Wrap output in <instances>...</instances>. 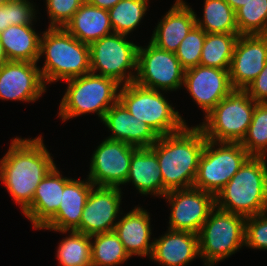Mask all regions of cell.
Instances as JSON below:
<instances>
[{
    "instance_id": "cell-1",
    "label": "cell",
    "mask_w": 267,
    "mask_h": 266,
    "mask_svg": "<svg viewBox=\"0 0 267 266\" xmlns=\"http://www.w3.org/2000/svg\"><path fill=\"white\" fill-rule=\"evenodd\" d=\"M43 141L35 138H12L9 149L0 159V181L23 212L32 202L36 188L56 165Z\"/></svg>"
},
{
    "instance_id": "cell-2",
    "label": "cell",
    "mask_w": 267,
    "mask_h": 266,
    "mask_svg": "<svg viewBox=\"0 0 267 266\" xmlns=\"http://www.w3.org/2000/svg\"><path fill=\"white\" fill-rule=\"evenodd\" d=\"M206 137L196 125L159 136L149 147L157 156L163 178V196L171 190L193 187Z\"/></svg>"
},
{
    "instance_id": "cell-3",
    "label": "cell",
    "mask_w": 267,
    "mask_h": 266,
    "mask_svg": "<svg viewBox=\"0 0 267 266\" xmlns=\"http://www.w3.org/2000/svg\"><path fill=\"white\" fill-rule=\"evenodd\" d=\"M215 201L217 208L246 218L267 212V158L250 156Z\"/></svg>"
},
{
    "instance_id": "cell-4",
    "label": "cell",
    "mask_w": 267,
    "mask_h": 266,
    "mask_svg": "<svg viewBox=\"0 0 267 266\" xmlns=\"http://www.w3.org/2000/svg\"><path fill=\"white\" fill-rule=\"evenodd\" d=\"M41 33L39 61L43 56L45 61L39 69L46 85L91 73L88 44L64 28H47Z\"/></svg>"
},
{
    "instance_id": "cell-5",
    "label": "cell",
    "mask_w": 267,
    "mask_h": 266,
    "mask_svg": "<svg viewBox=\"0 0 267 266\" xmlns=\"http://www.w3.org/2000/svg\"><path fill=\"white\" fill-rule=\"evenodd\" d=\"M68 85L57 113L63 122L80 115L95 113L102 121L106 112L119 100L121 85L114 79L88 73L65 80Z\"/></svg>"
},
{
    "instance_id": "cell-6",
    "label": "cell",
    "mask_w": 267,
    "mask_h": 266,
    "mask_svg": "<svg viewBox=\"0 0 267 266\" xmlns=\"http://www.w3.org/2000/svg\"><path fill=\"white\" fill-rule=\"evenodd\" d=\"M165 93L132 82L120 87L119 101L133 117L145 122L159 136L169 135L181 131L187 122L169 103Z\"/></svg>"
},
{
    "instance_id": "cell-7",
    "label": "cell",
    "mask_w": 267,
    "mask_h": 266,
    "mask_svg": "<svg viewBox=\"0 0 267 266\" xmlns=\"http://www.w3.org/2000/svg\"><path fill=\"white\" fill-rule=\"evenodd\" d=\"M256 103L245 89H233L197 126L207 140L241 143L252 121Z\"/></svg>"
},
{
    "instance_id": "cell-8",
    "label": "cell",
    "mask_w": 267,
    "mask_h": 266,
    "mask_svg": "<svg viewBox=\"0 0 267 266\" xmlns=\"http://www.w3.org/2000/svg\"><path fill=\"white\" fill-rule=\"evenodd\" d=\"M246 217L215 207L198 232L203 265L214 266L245 247Z\"/></svg>"
},
{
    "instance_id": "cell-9",
    "label": "cell",
    "mask_w": 267,
    "mask_h": 266,
    "mask_svg": "<svg viewBox=\"0 0 267 266\" xmlns=\"http://www.w3.org/2000/svg\"><path fill=\"white\" fill-rule=\"evenodd\" d=\"M127 35L112 33L89 45L91 73L127 85L137 75L138 47Z\"/></svg>"
},
{
    "instance_id": "cell-10",
    "label": "cell",
    "mask_w": 267,
    "mask_h": 266,
    "mask_svg": "<svg viewBox=\"0 0 267 266\" xmlns=\"http://www.w3.org/2000/svg\"><path fill=\"white\" fill-rule=\"evenodd\" d=\"M249 157L241 143L206 140L193 187L216 197Z\"/></svg>"
},
{
    "instance_id": "cell-11",
    "label": "cell",
    "mask_w": 267,
    "mask_h": 266,
    "mask_svg": "<svg viewBox=\"0 0 267 266\" xmlns=\"http://www.w3.org/2000/svg\"><path fill=\"white\" fill-rule=\"evenodd\" d=\"M185 69L176 54L162 50L150 41L147 46L138 47L137 84L154 90L173 92L181 89Z\"/></svg>"
},
{
    "instance_id": "cell-12",
    "label": "cell",
    "mask_w": 267,
    "mask_h": 266,
    "mask_svg": "<svg viewBox=\"0 0 267 266\" xmlns=\"http://www.w3.org/2000/svg\"><path fill=\"white\" fill-rule=\"evenodd\" d=\"M137 149L123 141L103 139L91 156L87 178L94 186L121 188Z\"/></svg>"
},
{
    "instance_id": "cell-13",
    "label": "cell",
    "mask_w": 267,
    "mask_h": 266,
    "mask_svg": "<svg viewBox=\"0 0 267 266\" xmlns=\"http://www.w3.org/2000/svg\"><path fill=\"white\" fill-rule=\"evenodd\" d=\"M163 199L170 205L168 229L198 234L216 207L215 196L195 187L168 191Z\"/></svg>"
},
{
    "instance_id": "cell-14",
    "label": "cell",
    "mask_w": 267,
    "mask_h": 266,
    "mask_svg": "<svg viewBox=\"0 0 267 266\" xmlns=\"http://www.w3.org/2000/svg\"><path fill=\"white\" fill-rule=\"evenodd\" d=\"M122 198L121 188L93 186L75 231L89 236L114 231L119 214H123Z\"/></svg>"
},
{
    "instance_id": "cell-15",
    "label": "cell",
    "mask_w": 267,
    "mask_h": 266,
    "mask_svg": "<svg viewBox=\"0 0 267 266\" xmlns=\"http://www.w3.org/2000/svg\"><path fill=\"white\" fill-rule=\"evenodd\" d=\"M38 63L8 61L0 67V100L33 103L39 100L47 86Z\"/></svg>"
},
{
    "instance_id": "cell-16",
    "label": "cell",
    "mask_w": 267,
    "mask_h": 266,
    "mask_svg": "<svg viewBox=\"0 0 267 266\" xmlns=\"http://www.w3.org/2000/svg\"><path fill=\"white\" fill-rule=\"evenodd\" d=\"M183 87L205 116L234 89L229 69L202 65L185 70Z\"/></svg>"
},
{
    "instance_id": "cell-17",
    "label": "cell",
    "mask_w": 267,
    "mask_h": 266,
    "mask_svg": "<svg viewBox=\"0 0 267 266\" xmlns=\"http://www.w3.org/2000/svg\"><path fill=\"white\" fill-rule=\"evenodd\" d=\"M267 61V34L240 35L229 68L234 89L246 87L259 75Z\"/></svg>"
},
{
    "instance_id": "cell-18",
    "label": "cell",
    "mask_w": 267,
    "mask_h": 266,
    "mask_svg": "<svg viewBox=\"0 0 267 266\" xmlns=\"http://www.w3.org/2000/svg\"><path fill=\"white\" fill-rule=\"evenodd\" d=\"M101 122L112 133L107 139L123 141L137 148H149L159 139L150 126L133 117L119 100L106 112Z\"/></svg>"
},
{
    "instance_id": "cell-19",
    "label": "cell",
    "mask_w": 267,
    "mask_h": 266,
    "mask_svg": "<svg viewBox=\"0 0 267 266\" xmlns=\"http://www.w3.org/2000/svg\"><path fill=\"white\" fill-rule=\"evenodd\" d=\"M55 165L36 188L31 204L22 212L40 230L58 211L65 183L70 177L60 174Z\"/></svg>"
},
{
    "instance_id": "cell-20",
    "label": "cell",
    "mask_w": 267,
    "mask_h": 266,
    "mask_svg": "<svg viewBox=\"0 0 267 266\" xmlns=\"http://www.w3.org/2000/svg\"><path fill=\"white\" fill-rule=\"evenodd\" d=\"M196 25L194 10L183 0H175L155 26L150 42L169 52H176L179 44Z\"/></svg>"
},
{
    "instance_id": "cell-21",
    "label": "cell",
    "mask_w": 267,
    "mask_h": 266,
    "mask_svg": "<svg viewBox=\"0 0 267 266\" xmlns=\"http://www.w3.org/2000/svg\"><path fill=\"white\" fill-rule=\"evenodd\" d=\"M149 260L161 266H187L200 258L198 234L168 229L158 238L154 237Z\"/></svg>"
},
{
    "instance_id": "cell-22",
    "label": "cell",
    "mask_w": 267,
    "mask_h": 266,
    "mask_svg": "<svg viewBox=\"0 0 267 266\" xmlns=\"http://www.w3.org/2000/svg\"><path fill=\"white\" fill-rule=\"evenodd\" d=\"M86 179L70 177L64 185L57 213L40 230L75 231L80 226L84 206L94 186Z\"/></svg>"
},
{
    "instance_id": "cell-23",
    "label": "cell",
    "mask_w": 267,
    "mask_h": 266,
    "mask_svg": "<svg viewBox=\"0 0 267 266\" xmlns=\"http://www.w3.org/2000/svg\"><path fill=\"white\" fill-rule=\"evenodd\" d=\"M150 220V213L138 205L118 219L114 232L130 257L150 258L154 242Z\"/></svg>"
},
{
    "instance_id": "cell-24",
    "label": "cell",
    "mask_w": 267,
    "mask_h": 266,
    "mask_svg": "<svg viewBox=\"0 0 267 266\" xmlns=\"http://www.w3.org/2000/svg\"><path fill=\"white\" fill-rule=\"evenodd\" d=\"M134 185L137 193L163 197V178L156 154L150 148H138L133 154L125 184Z\"/></svg>"
},
{
    "instance_id": "cell-25",
    "label": "cell",
    "mask_w": 267,
    "mask_h": 266,
    "mask_svg": "<svg viewBox=\"0 0 267 266\" xmlns=\"http://www.w3.org/2000/svg\"><path fill=\"white\" fill-rule=\"evenodd\" d=\"M64 29L82 43L92 42L113 33L108 10L85 1Z\"/></svg>"
},
{
    "instance_id": "cell-26",
    "label": "cell",
    "mask_w": 267,
    "mask_h": 266,
    "mask_svg": "<svg viewBox=\"0 0 267 266\" xmlns=\"http://www.w3.org/2000/svg\"><path fill=\"white\" fill-rule=\"evenodd\" d=\"M33 25H11L0 33L1 43L9 61H39L42 34L36 32Z\"/></svg>"
},
{
    "instance_id": "cell-27",
    "label": "cell",
    "mask_w": 267,
    "mask_h": 266,
    "mask_svg": "<svg viewBox=\"0 0 267 266\" xmlns=\"http://www.w3.org/2000/svg\"><path fill=\"white\" fill-rule=\"evenodd\" d=\"M239 33H206L199 65L229 69Z\"/></svg>"
},
{
    "instance_id": "cell-28",
    "label": "cell",
    "mask_w": 267,
    "mask_h": 266,
    "mask_svg": "<svg viewBox=\"0 0 267 266\" xmlns=\"http://www.w3.org/2000/svg\"><path fill=\"white\" fill-rule=\"evenodd\" d=\"M203 18H198L196 25L206 33H239L236 14L225 0H204Z\"/></svg>"
},
{
    "instance_id": "cell-29",
    "label": "cell",
    "mask_w": 267,
    "mask_h": 266,
    "mask_svg": "<svg viewBox=\"0 0 267 266\" xmlns=\"http://www.w3.org/2000/svg\"><path fill=\"white\" fill-rule=\"evenodd\" d=\"M54 232L69 233L57 246L59 266H92L91 236L73 230Z\"/></svg>"
},
{
    "instance_id": "cell-30",
    "label": "cell",
    "mask_w": 267,
    "mask_h": 266,
    "mask_svg": "<svg viewBox=\"0 0 267 266\" xmlns=\"http://www.w3.org/2000/svg\"><path fill=\"white\" fill-rule=\"evenodd\" d=\"M130 259L114 231L91 236L92 266H118Z\"/></svg>"
},
{
    "instance_id": "cell-31",
    "label": "cell",
    "mask_w": 267,
    "mask_h": 266,
    "mask_svg": "<svg viewBox=\"0 0 267 266\" xmlns=\"http://www.w3.org/2000/svg\"><path fill=\"white\" fill-rule=\"evenodd\" d=\"M149 0H120L108 10L113 33L129 36L148 11Z\"/></svg>"
},
{
    "instance_id": "cell-32",
    "label": "cell",
    "mask_w": 267,
    "mask_h": 266,
    "mask_svg": "<svg viewBox=\"0 0 267 266\" xmlns=\"http://www.w3.org/2000/svg\"><path fill=\"white\" fill-rule=\"evenodd\" d=\"M241 145L250 156L267 158V102L256 103L252 121Z\"/></svg>"
},
{
    "instance_id": "cell-33",
    "label": "cell",
    "mask_w": 267,
    "mask_h": 266,
    "mask_svg": "<svg viewBox=\"0 0 267 266\" xmlns=\"http://www.w3.org/2000/svg\"><path fill=\"white\" fill-rule=\"evenodd\" d=\"M235 14L240 35L267 34V0H250Z\"/></svg>"
},
{
    "instance_id": "cell-34",
    "label": "cell",
    "mask_w": 267,
    "mask_h": 266,
    "mask_svg": "<svg viewBox=\"0 0 267 266\" xmlns=\"http://www.w3.org/2000/svg\"><path fill=\"white\" fill-rule=\"evenodd\" d=\"M31 0H11L0 6V33L11 25H29L37 22V11Z\"/></svg>"
},
{
    "instance_id": "cell-35",
    "label": "cell",
    "mask_w": 267,
    "mask_h": 266,
    "mask_svg": "<svg viewBox=\"0 0 267 266\" xmlns=\"http://www.w3.org/2000/svg\"><path fill=\"white\" fill-rule=\"evenodd\" d=\"M205 37L206 32L195 25L179 44L175 54L185 70L199 65Z\"/></svg>"
},
{
    "instance_id": "cell-36",
    "label": "cell",
    "mask_w": 267,
    "mask_h": 266,
    "mask_svg": "<svg viewBox=\"0 0 267 266\" xmlns=\"http://www.w3.org/2000/svg\"><path fill=\"white\" fill-rule=\"evenodd\" d=\"M86 0H45L48 28H64Z\"/></svg>"
},
{
    "instance_id": "cell-37",
    "label": "cell",
    "mask_w": 267,
    "mask_h": 266,
    "mask_svg": "<svg viewBox=\"0 0 267 266\" xmlns=\"http://www.w3.org/2000/svg\"><path fill=\"white\" fill-rule=\"evenodd\" d=\"M245 246L254 250H267V212L246 218Z\"/></svg>"
},
{
    "instance_id": "cell-38",
    "label": "cell",
    "mask_w": 267,
    "mask_h": 266,
    "mask_svg": "<svg viewBox=\"0 0 267 266\" xmlns=\"http://www.w3.org/2000/svg\"><path fill=\"white\" fill-rule=\"evenodd\" d=\"M257 103L267 102V61L259 75L245 89Z\"/></svg>"
},
{
    "instance_id": "cell-39",
    "label": "cell",
    "mask_w": 267,
    "mask_h": 266,
    "mask_svg": "<svg viewBox=\"0 0 267 266\" xmlns=\"http://www.w3.org/2000/svg\"><path fill=\"white\" fill-rule=\"evenodd\" d=\"M90 5L101 9L109 10L114 7L120 0H86Z\"/></svg>"
},
{
    "instance_id": "cell-40",
    "label": "cell",
    "mask_w": 267,
    "mask_h": 266,
    "mask_svg": "<svg viewBox=\"0 0 267 266\" xmlns=\"http://www.w3.org/2000/svg\"><path fill=\"white\" fill-rule=\"evenodd\" d=\"M236 12L240 7L244 6L250 0H225Z\"/></svg>"
},
{
    "instance_id": "cell-41",
    "label": "cell",
    "mask_w": 267,
    "mask_h": 266,
    "mask_svg": "<svg viewBox=\"0 0 267 266\" xmlns=\"http://www.w3.org/2000/svg\"><path fill=\"white\" fill-rule=\"evenodd\" d=\"M8 61L9 60L6 56V53L4 51V48H3V45H2L1 39H0V67L3 66Z\"/></svg>"
},
{
    "instance_id": "cell-42",
    "label": "cell",
    "mask_w": 267,
    "mask_h": 266,
    "mask_svg": "<svg viewBox=\"0 0 267 266\" xmlns=\"http://www.w3.org/2000/svg\"><path fill=\"white\" fill-rule=\"evenodd\" d=\"M9 1H11V0H0V6L6 4Z\"/></svg>"
}]
</instances>
